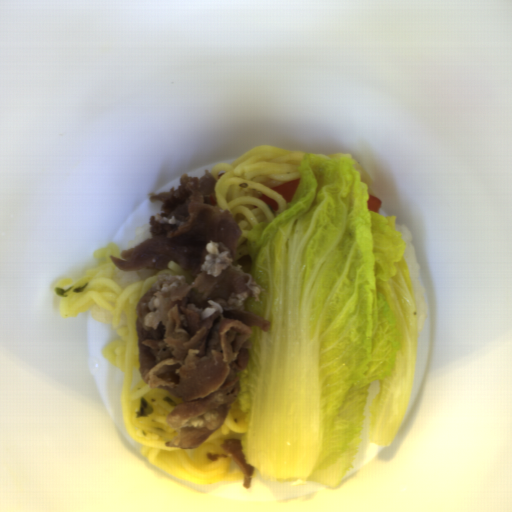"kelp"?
<instances>
[{
  "label": "kelp",
  "mask_w": 512,
  "mask_h": 512,
  "mask_svg": "<svg viewBox=\"0 0 512 512\" xmlns=\"http://www.w3.org/2000/svg\"><path fill=\"white\" fill-rule=\"evenodd\" d=\"M89 283H85L83 285H80V286H70V287H67L66 289L64 288H61V287H55V295L59 296V297H68L72 294H76V293H81L84 289H86L88 287Z\"/></svg>",
  "instance_id": "obj_1"
},
{
  "label": "kelp",
  "mask_w": 512,
  "mask_h": 512,
  "mask_svg": "<svg viewBox=\"0 0 512 512\" xmlns=\"http://www.w3.org/2000/svg\"><path fill=\"white\" fill-rule=\"evenodd\" d=\"M155 408L146 400L145 396L140 397L139 410L135 413V418H144L154 414Z\"/></svg>",
  "instance_id": "obj_2"
}]
</instances>
